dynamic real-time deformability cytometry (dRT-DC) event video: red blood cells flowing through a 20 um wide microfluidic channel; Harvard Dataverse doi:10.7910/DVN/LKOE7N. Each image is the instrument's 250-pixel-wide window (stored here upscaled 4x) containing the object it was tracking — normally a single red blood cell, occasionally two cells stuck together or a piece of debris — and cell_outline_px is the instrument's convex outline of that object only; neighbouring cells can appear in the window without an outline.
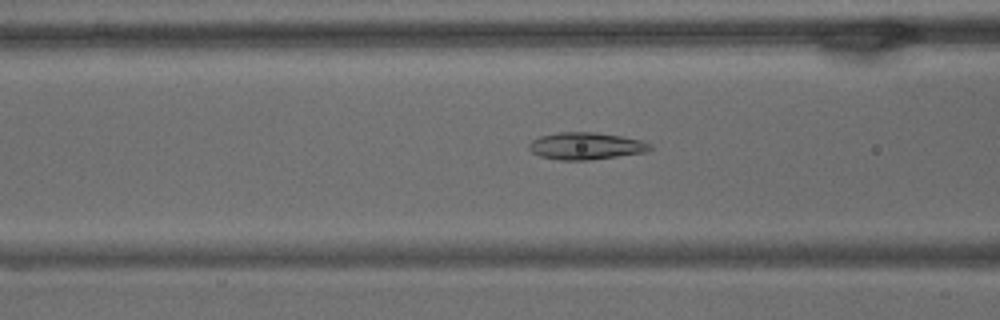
{"species": "common noctule bat (a hibernating species)", "species_latin": "Nyctalus noctula", "temperature_condition": "warm", "stored_images_in_passage": 60, "camera_frame_rate_fps": 3000, "um_per_image_px": 0.085, "animal": {"sex": "male", "body_mass_g": 15.6}, "frame": {"image": 1, "passage_image": 23, "time_ms": 7.333, "image_size_px": [1000, 320], "cell_outline_px": [[652, 148], [644, 152], [588, 160], [560, 160], [540, 156], [532, 152], [528, 148], [528, 144], [532, 140], [540, 136], [560, 132], [596, 132], [620, 136], [640, 140], [652, 144]], "centroid_in_image_um": [49.77, 12.4], "position_along_channel_um": 116.8, "area_um2": 18.96}}
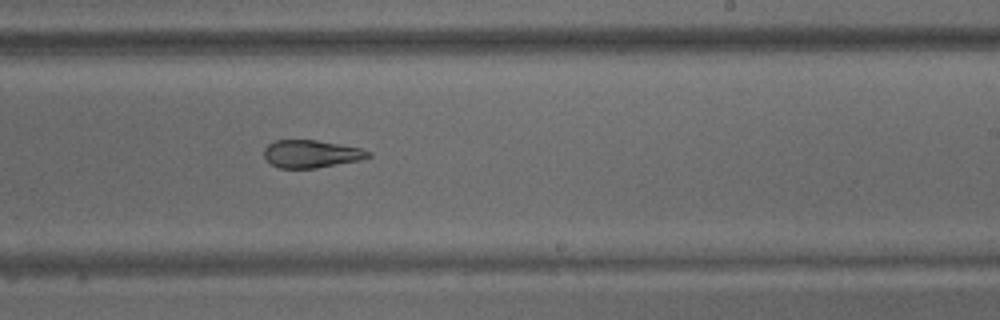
{"frame": {"image": 2, "passage_image": 36, "time_ms": 11.667, "image_size_px": [1000, 320], "cell_outline_px": [[372, 156], [360, 160], [316, 168], [280, 168], [272, 164], [264, 156], [264, 148], [268, 144], [276, 140], [316, 140], [340, 144], [360, 148], [372, 152]], "centroid_in_image_um": [26.48, 13.07], "position_along_channel_um": 262.5, "area_um2": 16.76}}
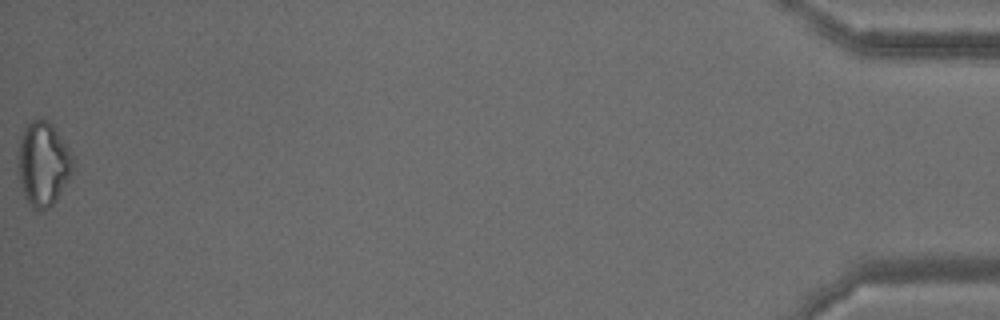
{"frame": {"image": 3, "passage_image": 60, "time_ms": 19.667, "image_size_px": [1000, 320], "cell_outline_px": [[72, 172], [68, 180], [56, 200], [48, 208], [40, 212], [36, 212], [32, 208], [24, 196], [20, 184], [16, 160], [16, 148], [24, 128], [36, 116], [44, 116], [52, 124], [68, 148], [72, 156]], "centroid_in_image_um": [3.61, 13.9], "position_along_channel_um": 431.6, "area_um2": 27.51}, "authors_computed_cell_mechanics": {"area_um2": 20.8369, "velocity_mm_per_s": 3.3675, "shape_relaxation_time_tau1_ms": null, "shape_relaxation_time_tau2_ms": 4.2516, "deformation_change_tau1": null, "deformation_change_tau2": 0.1114}}